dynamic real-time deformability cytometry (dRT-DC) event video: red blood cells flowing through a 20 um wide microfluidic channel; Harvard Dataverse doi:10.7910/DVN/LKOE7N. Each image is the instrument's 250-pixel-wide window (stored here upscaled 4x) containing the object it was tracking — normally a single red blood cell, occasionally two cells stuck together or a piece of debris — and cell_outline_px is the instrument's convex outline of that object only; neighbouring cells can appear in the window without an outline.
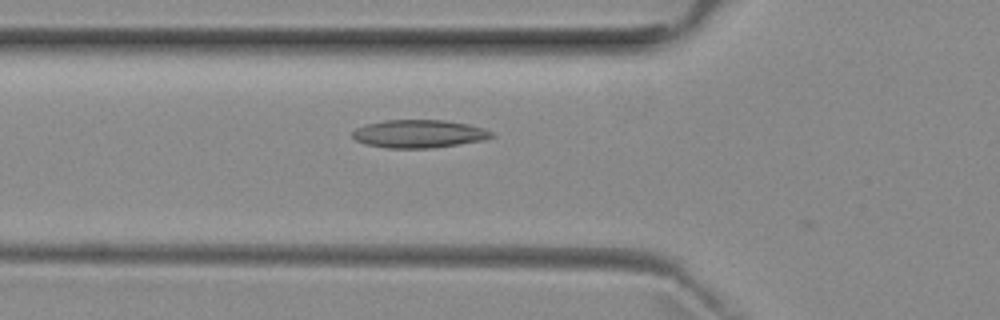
{"species": "common noctule bat (a hibernating species)", "species_latin": "Nyctalus noctula", "temperature_condition": "room temperature", "stored_images_in_passage": 31, "camera_frame_rate_fps": 3000, "um_per_image_px": 0.085, "animal": {"sex": "female", "body_mass_g": 29.2, "forearm_length_mm": 56.3}, "frame": {"image": 1, "passage_image": 4, "time_ms": 1.0, "image_size_px": [1000, 320], "cell_outline_px": [[496, 136], [484, 140], [432, 148], [388, 148], [364, 144], [356, 140], [352, 136], [352, 132], [356, 128], [368, 124], [384, 120], [444, 120], [468, 124], [484, 128], [492, 132]], "centroid_in_image_um": [35.62, 11.37], "position_along_channel_um": 90.2, "area_um2": 22.72}}
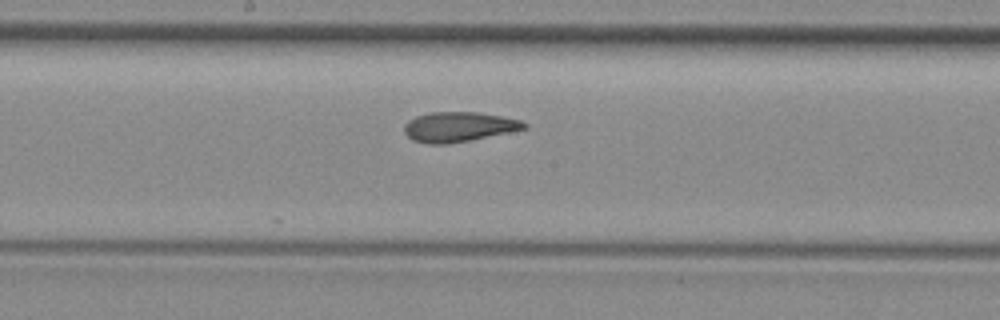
{"frame": {"image": 2, "passage_image": 13, "time_ms": 4.0, "image_size_px": [1000, 320], "cell_outline_px": [[528, 128], [448, 144], [424, 144], [412, 140], [404, 132], [404, 124], [408, 120], [416, 116], [432, 112], [480, 112], [520, 120], [528, 124]], "centroid_in_image_um": [38.95, 10.78], "position_along_channel_um": 209.3, "area_um2": 20.81}}
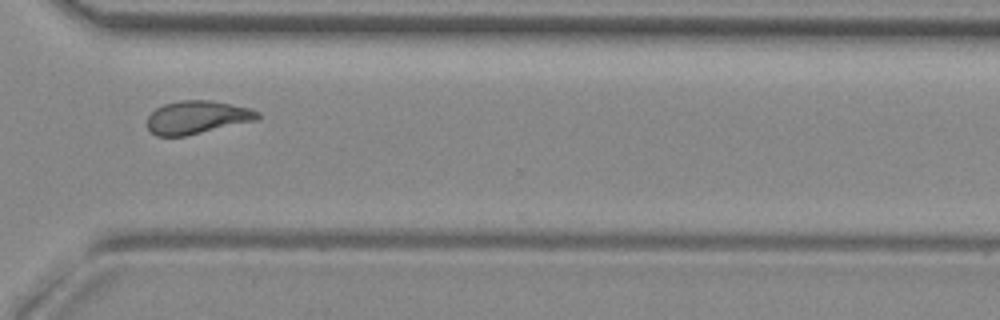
{"frame": {"image": 3, "passage_image": 24, "time_ms": 7.667, "image_size_px": [1000, 320], "cell_outline_px": [[260, 116], [256, 120], [184, 136], [156, 136], [148, 128], [148, 116], [156, 108], [164, 104], [180, 100], [212, 100], [248, 108], [260, 112]], "centroid_in_image_um": [16.74, 9.96], "position_along_channel_um": 353.9, "area_um2": 21.04}, "authors_computed_cell_mechanics": {"area_um2": 21.0392, "velocity_mm_per_s": 3.9504, "shape_relaxation_time_tau1_ms": null, "shape_relaxation_time_tau2_ms": 2.5117, "deformation_change_tau1": null, "deformation_change_tau2": 0.102}}